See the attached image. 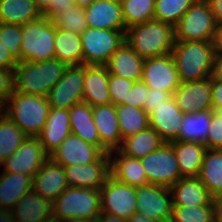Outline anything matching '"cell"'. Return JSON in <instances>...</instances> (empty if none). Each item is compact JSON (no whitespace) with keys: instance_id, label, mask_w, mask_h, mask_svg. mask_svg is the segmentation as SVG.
Here are the masks:
<instances>
[{"instance_id":"obj_44","label":"cell","mask_w":222,"mask_h":222,"mask_svg":"<svg viewBox=\"0 0 222 222\" xmlns=\"http://www.w3.org/2000/svg\"><path fill=\"white\" fill-rule=\"evenodd\" d=\"M69 114L70 126L95 125L92 106L87 103L81 102L73 105L69 109Z\"/></svg>"},{"instance_id":"obj_12","label":"cell","mask_w":222,"mask_h":222,"mask_svg":"<svg viewBox=\"0 0 222 222\" xmlns=\"http://www.w3.org/2000/svg\"><path fill=\"white\" fill-rule=\"evenodd\" d=\"M136 198L137 212L163 222H170L173 207L170 187L148 183L136 187Z\"/></svg>"},{"instance_id":"obj_29","label":"cell","mask_w":222,"mask_h":222,"mask_svg":"<svg viewBox=\"0 0 222 222\" xmlns=\"http://www.w3.org/2000/svg\"><path fill=\"white\" fill-rule=\"evenodd\" d=\"M182 177H198L206 145L191 141H170Z\"/></svg>"},{"instance_id":"obj_34","label":"cell","mask_w":222,"mask_h":222,"mask_svg":"<svg viewBox=\"0 0 222 222\" xmlns=\"http://www.w3.org/2000/svg\"><path fill=\"white\" fill-rule=\"evenodd\" d=\"M42 16L32 0L0 2V23L24 25Z\"/></svg>"},{"instance_id":"obj_13","label":"cell","mask_w":222,"mask_h":222,"mask_svg":"<svg viewBox=\"0 0 222 222\" xmlns=\"http://www.w3.org/2000/svg\"><path fill=\"white\" fill-rule=\"evenodd\" d=\"M141 80L149 89H159L172 95L181 84L171 54L145 58Z\"/></svg>"},{"instance_id":"obj_19","label":"cell","mask_w":222,"mask_h":222,"mask_svg":"<svg viewBox=\"0 0 222 222\" xmlns=\"http://www.w3.org/2000/svg\"><path fill=\"white\" fill-rule=\"evenodd\" d=\"M68 187L64 168L50 157L33 176L32 189L51 203Z\"/></svg>"},{"instance_id":"obj_22","label":"cell","mask_w":222,"mask_h":222,"mask_svg":"<svg viewBox=\"0 0 222 222\" xmlns=\"http://www.w3.org/2000/svg\"><path fill=\"white\" fill-rule=\"evenodd\" d=\"M183 116L184 113L176 105L172 96L149 114L150 127L153 128L165 142L174 141L178 137Z\"/></svg>"},{"instance_id":"obj_33","label":"cell","mask_w":222,"mask_h":222,"mask_svg":"<svg viewBox=\"0 0 222 222\" xmlns=\"http://www.w3.org/2000/svg\"><path fill=\"white\" fill-rule=\"evenodd\" d=\"M54 48V58L64 61L68 66L83 64L80 34L56 28Z\"/></svg>"},{"instance_id":"obj_49","label":"cell","mask_w":222,"mask_h":222,"mask_svg":"<svg viewBox=\"0 0 222 222\" xmlns=\"http://www.w3.org/2000/svg\"><path fill=\"white\" fill-rule=\"evenodd\" d=\"M71 133L100 148V138L95 125L71 126Z\"/></svg>"},{"instance_id":"obj_42","label":"cell","mask_w":222,"mask_h":222,"mask_svg":"<svg viewBox=\"0 0 222 222\" xmlns=\"http://www.w3.org/2000/svg\"><path fill=\"white\" fill-rule=\"evenodd\" d=\"M134 82L130 79L109 74L108 87L111 103L117 106L123 102H128L129 91Z\"/></svg>"},{"instance_id":"obj_30","label":"cell","mask_w":222,"mask_h":222,"mask_svg":"<svg viewBox=\"0 0 222 222\" xmlns=\"http://www.w3.org/2000/svg\"><path fill=\"white\" fill-rule=\"evenodd\" d=\"M164 142L153 128L148 127L143 131L124 138L118 150L126 156L141 159L159 149Z\"/></svg>"},{"instance_id":"obj_25","label":"cell","mask_w":222,"mask_h":222,"mask_svg":"<svg viewBox=\"0 0 222 222\" xmlns=\"http://www.w3.org/2000/svg\"><path fill=\"white\" fill-rule=\"evenodd\" d=\"M105 65H85L83 102L92 107L111 103Z\"/></svg>"},{"instance_id":"obj_7","label":"cell","mask_w":222,"mask_h":222,"mask_svg":"<svg viewBox=\"0 0 222 222\" xmlns=\"http://www.w3.org/2000/svg\"><path fill=\"white\" fill-rule=\"evenodd\" d=\"M217 24L207 0H196L174 25L175 41H214Z\"/></svg>"},{"instance_id":"obj_10","label":"cell","mask_w":222,"mask_h":222,"mask_svg":"<svg viewBox=\"0 0 222 222\" xmlns=\"http://www.w3.org/2000/svg\"><path fill=\"white\" fill-rule=\"evenodd\" d=\"M85 65L68 66L63 77L51 88L47 100L56 109H70L83 102Z\"/></svg>"},{"instance_id":"obj_57","label":"cell","mask_w":222,"mask_h":222,"mask_svg":"<svg viewBox=\"0 0 222 222\" xmlns=\"http://www.w3.org/2000/svg\"><path fill=\"white\" fill-rule=\"evenodd\" d=\"M216 205V217H222V197L214 199Z\"/></svg>"},{"instance_id":"obj_60","label":"cell","mask_w":222,"mask_h":222,"mask_svg":"<svg viewBox=\"0 0 222 222\" xmlns=\"http://www.w3.org/2000/svg\"><path fill=\"white\" fill-rule=\"evenodd\" d=\"M41 222H63V221H60L57 217L52 215L51 217L42 220Z\"/></svg>"},{"instance_id":"obj_31","label":"cell","mask_w":222,"mask_h":222,"mask_svg":"<svg viewBox=\"0 0 222 222\" xmlns=\"http://www.w3.org/2000/svg\"><path fill=\"white\" fill-rule=\"evenodd\" d=\"M198 178L214 199L222 197V149H206Z\"/></svg>"},{"instance_id":"obj_55","label":"cell","mask_w":222,"mask_h":222,"mask_svg":"<svg viewBox=\"0 0 222 222\" xmlns=\"http://www.w3.org/2000/svg\"><path fill=\"white\" fill-rule=\"evenodd\" d=\"M213 42L215 51H222V24H217L216 34Z\"/></svg>"},{"instance_id":"obj_3","label":"cell","mask_w":222,"mask_h":222,"mask_svg":"<svg viewBox=\"0 0 222 222\" xmlns=\"http://www.w3.org/2000/svg\"><path fill=\"white\" fill-rule=\"evenodd\" d=\"M125 42L144 59L171 54L174 26L155 19L137 24L126 29Z\"/></svg>"},{"instance_id":"obj_59","label":"cell","mask_w":222,"mask_h":222,"mask_svg":"<svg viewBox=\"0 0 222 222\" xmlns=\"http://www.w3.org/2000/svg\"><path fill=\"white\" fill-rule=\"evenodd\" d=\"M96 220H92V219H88V218H75V219H71L68 221H63V222H95Z\"/></svg>"},{"instance_id":"obj_38","label":"cell","mask_w":222,"mask_h":222,"mask_svg":"<svg viewBox=\"0 0 222 222\" xmlns=\"http://www.w3.org/2000/svg\"><path fill=\"white\" fill-rule=\"evenodd\" d=\"M56 28L71 31L77 34L88 28L84 8L74 5L70 9L55 12L49 18Z\"/></svg>"},{"instance_id":"obj_52","label":"cell","mask_w":222,"mask_h":222,"mask_svg":"<svg viewBox=\"0 0 222 222\" xmlns=\"http://www.w3.org/2000/svg\"><path fill=\"white\" fill-rule=\"evenodd\" d=\"M214 15L216 24H222V0H207Z\"/></svg>"},{"instance_id":"obj_16","label":"cell","mask_w":222,"mask_h":222,"mask_svg":"<svg viewBox=\"0 0 222 222\" xmlns=\"http://www.w3.org/2000/svg\"><path fill=\"white\" fill-rule=\"evenodd\" d=\"M172 96L183 113L212 110V76L201 81L181 83Z\"/></svg>"},{"instance_id":"obj_48","label":"cell","mask_w":222,"mask_h":222,"mask_svg":"<svg viewBox=\"0 0 222 222\" xmlns=\"http://www.w3.org/2000/svg\"><path fill=\"white\" fill-rule=\"evenodd\" d=\"M172 97V94L159 89H149L143 109L150 114L156 107L160 106Z\"/></svg>"},{"instance_id":"obj_63","label":"cell","mask_w":222,"mask_h":222,"mask_svg":"<svg viewBox=\"0 0 222 222\" xmlns=\"http://www.w3.org/2000/svg\"><path fill=\"white\" fill-rule=\"evenodd\" d=\"M3 113V106L0 104V115Z\"/></svg>"},{"instance_id":"obj_6","label":"cell","mask_w":222,"mask_h":222,"mask_svg":"<svg viewBox=\"0 0 222 222\" xmlns=\"http://www.w3.org/2000/svg\"><path fill=\"white\" fill-rule=\"evenodd\" d=\"M53 216L60 221L75 218L96 220L101 214L99 189L68 187L52 203Z\"/></svg>"},{"instance_id":"obj_20","label":"cell","mask_w":222,"mask_h":222,"mask_svg":"<svg viewBox=\"0 0 222 222\" xmlns=\"http://www.w3.org/2000/svg\"><path fill=\"white\" fill-rule=\"evenodd\" d=\"M95 126L100 138V149L104 153L118 150L122 145L116 106L112 103L92 107Z\"/></svg>"},{"instance_id":"obj_9","label":"cell","mask_w":222,"mask_h":222,"mask_svg":"<svg viewBox=\"0 0 222 222\" xmlns=\"http://www.w3.org/2000/svg\"><path fill=\"white\" fill-rule=\"evenodd\" d=\"M140 160L148 183L171 187L182 178L177 158L170 142H164L159 149Z\"/></svg>"},{"instance_id":"obj_36","label":"cell","mask_w":222,"mask_h":222,"mask_svg":"<svg viewBox=\"0 0 222 222\" xmlns=\"http://www.w3.org/2000/svg\"><path fill=\"white\" fill-rule=\"evenodd\" d=\"M27 136L5 114L0 115V164L17 151Z\"/></svg>"},{"instance_id":"obj_62","label":"cell","mask_w":222,"mask_h":222,"mask_svg":"<svg viewBox=\"0 0 222 222\" xmlns=\"http://www.w3.org/2000/svg\"><path fill=\"white\" fill-rule=\"evenodd\" d=\"M216 222H222V217H216Z\"/></svg>"},{"instance_id":"obj_51","label":"cell","mask_w":222,"mask_h":222,"mask_svg":"<svg viewBox=\"0 0 222 222\" xmlns=\"http://www.w3.org/2000/svg\"><path fill=\"white\" fill-rule=\"evenodd\" d=\"M18 62L12 57L9 50L0 41V69L15 68Z\"/></svg>"},{"instance_id":"obj_43","label":"cell","mask_w":222,"mask_h":222,"mask_svg":"<svg viewBox=\"0 0 222 222\" xmlns=\"http://www.w3.org/2000/svg\"><path fill=\"white\" fill-rule=\"evenodd\" d=\"M205 145L207 149H222V107H212V120Z\"/></svg>"},{"instance_id":"obj_35","label":"cell","mask_w":222,"mask_h":222,"mask_svg":"<svg viewBox=\"0 0 222 222\" xmlns=\"http://www.w3.org/2000/svg\"><path fill=\"white\" fill-rule=\"evenodd\" d=\"M116 113L122 140L150 127L149 114L142 108L121 104Z\"/></svg>"},{"instance_id":"obj_15","label":"cell","mask_w":222,"mask_h":222,"mask_svg":"<svg viewBox=\"0 0 222 222\" xmlns=\"http://www.w3.org/2000/svg\"><path fill=\"white\" fill-rule=\"evenodd\" d=\"M70 187L100 189L110 174V155L104 153L97 161L63 167Z\"/></svg>"},{"instance_id":"obj_58","label":"cell","mask_w":222,"mask_h":222,"mask_svg":"<svg viewBox=\"0 0 222 222\" xmlns=\"http://www.w3.org/2000/svg\"><path fill=\"white\" fill-rule=\"evenodd\" d=\"M73 1H74L75 5L82 7V8H87L95 0H73Z\"/></svg>"},{"instance_id":"obj_47","label":"cell","mask_w":222,"mask_h":222,"mask_svg":"<svg viewBox=\"0 0 222 222\" xmlns=\"http://www.w3.org/2000/svg\"><path fill=\"white\" fill-rule=\"evenodd\" d=\"M147 93V85L142 80L135 81L133 87L129 91L128 102H123L122 104L143 109Z\"/></svg>"},{"instance_id":"obj_2","label":"cell","mask_w":222,"mask_h":222,"mask_svg":"<svg viewBox=\"0 0 222 222\" xmlns=\"http://www.w3.org/2000/svg\"><path fill=\"white\" fill-rule=\"evenodd\" d=\"M68 65L53 58L42 62H18L14 68L15 92L47 97Z\"/></svg>"},{"instance_id":"obj_32","label":"cell","mask_w":222,"mask_h":222,"mask_svg":"<svg viewBox=\"0 0 222 222\" xmlns=\"http://www.w3.org/2000/svg\"><path fill=\"white\" fill-rule=\"evenodd\" d=\"M212 120V110L184 113L179 130L178 141H191L206 144Z\"/></svg>"},{"instance_id":"obj_53","label":"cell","mask_w":222,"mask_h":222,"mask_svg":"<svg viewBox=\"0 0 222 222\" xmlns=\"http://www.w3.org/2000/svg\"><path fill=\"white\" fill-rule=\"evenodd\" d=\"M128 222H163V221L148 217L136 211L128 218Z\"/></svg>"},{"instance_id":"obj_46","label":"cell","mask_w":222,"mask_h":222,"mask_svg":"<svg viewBox=\"0 0 222 222\" xmlns=\"http://www.w3.org/2000/svg\"><path fill=\"white\" fill-rule=\"evenodd\" d=\"M15 91L14 68L0 69V104L5 107Z\"/></svg>"},{"instance_id":"obj_41","label":"cell","mask_w":222,"mask_h":222,"mask_svg":"<svg viewBox=\"0 0 222 222\" xmlns=\"http://www.w3.org/2000/svg\"><path fill=\"white\" fill-rule=\"evenodd\" d=\"M22 35L21 25L0 23V41L17 62H21Z\"/></svg>"},{"instance_id":"obj_1","label":"cell","mask_w":222,"mask_h":222,"mask_svg":"<svg viewBox=\"0 0 222 222\" xmlns=\"http://www.w3.org/2000/svg\"><path fill=\"white\" fill-rule=\"evenodd\" d=\"M213 41H175L171 55L181 83L201 81L215 71Z\"/></svg>"},{"instance_id":"obj_56","label":"cell","mask_w":222,"mask_h":222,"mask_svg":"<svg viewBox=\"0 0 222 222\" xmlns=\"http://www.w3.org/2000/svg\"><path fill=\"white\" fill-rule=\"evenodd\" d=\"M215 52V71L213 75L222 77V51Z\"/></svg>"},{"instance_id":"obj_50","label":"cell","mask_w":222,"mask_h":222,"mask_svg":"<svg viewBox=\"0 0 222 222\" xmlns=\"http://www.w3.org/2000/svg\"><path fill=\"white\" fill-rule=\"evenodd\" d=\"M212 106L222 107V77L212 75Z\"/></svg>"},{"instance_id":"obj_8","label":"cell","mask_w":222,"mask_h":222,"mask_svg":"<svg viewBox=\"0 0 222 222\" xmlns=\"http://www.w3.org/2000/svg\"><path fill=\"white\" fill-rule=\"evenodd\" d=\"M80 36L84 65H105L125 42V32L121 30L86 28Z\"/></svg>"},{"instance_id":"obj_45","label":"cell","mask_w":222,"mask_h":222,"mask_svg":"<svg viewBox=\"0 0 222 222\" xmlns=\"http://www.w3.org/2000/svg\"><path fill=\"white\" fill-rule=\"evenodd\" d=\"M33 4L45 18H50L55 12L73 7V0H32Z\"/></svg>"},{"instance_id":"obj_39","label":"cell","mask_w":222,"mask_h":222,"mask_svg":"<svg viewBox=\"0 0 222 222\" xmlns=\"http://www.w3.org/2000/svg\"><path fill=\"white\" fill-rule=\"evenodd\" d=\"M196 0H156L154 19L173 26Z\"/></svg>"},{"instance_id":"obj_4","label":"cell","mask_w":222,"mask_h":222,"mask_svg":"<svg viewBox=\"0 0 222 222\" xmlns=\"http://www.w3.org/2000/svg\"><path fill=\"white\" fill-rule=\"evenodd\" d=\"M50 108L51 106L47 97L21 94L14 91L9 97L6 106L3 107V113H5L27 137H37L45 126Z\"/></svg>"},{"instance_id":"obj_26","label":"cell","mask_w":222,"mask_h":222,"mask_svg":"<svg viewBox=\"0 0 222 222\" xmlns=\"http://www.w3.org/2000/svg\"><path fill=\"white\" fill-rule=\"evenodd\" d=\"M145 59L124 42L105 64L110 75L139 81L142 77Z\"/></svg>"},{"instance_id":"obj_37","label":"cell","mask_w":222,"mask_h":222,"mask_svg":"<svg viewBox=\"0 0 222 222\" xmlns=\"http://www.w3.org/2000/svg\"><path fill=\"white\" fill-rule=\"evenodd\" d=\"M156 0H120L126 27L154 20Z\"/></svg>"},{"instance_id":"obj_17","label":"cell","mask_w":222,"mask_h":222,"mask_svg":"<svg viewBox=\"0 0 222 222\" xmlns=\"http://www.w3.org/2000/svg\"><path fill=\"white\" fill-rule=\"evenodd\" d=\"M103 154L98 146L85 142L71 133L49 157L62 167H66L95 162Z\"/></svg>"},{"instance_id":"obj_54","label":"cell","mask_w":222,"mask_h":222,"mask_svg":"<svg viewBox=\"0 0 222 222\" xmlns=\"http://www.w3.org/2000/svg\"><path fill=\"white\" fill-rule=\"evenodd\" d=\"M95 222H128V219L101 212Z\"/></svg>"},{"instance_id":"obj_23","label":"cell","mask_w":222,"mask_h":222,"mask_svg":"<svg viewBox=\"0 0 222 222\" xmlns=\"http://www.w3.org/2000/svg\"><path fill=\"white\" fill-rule=\"evenodd\" d=\"M69 109H56L51 107L45 126L37 136L45 153L50 156L71 134Z\"/></svg>"},{"instance_id":"obj_18","label":"cell","mask_w":222,"mask_h":222,"mask_svg":"<svg viewBox=\"0 0 222 222\" xmlns=\"http://www.w3.org/2000/svg\"><path fill=\"white\" fill-rule=\"evenodd\" d=\"M88 28L126 31L119 0H95L84 8Z\"/></svg>"},{"instance_id":"obj_27","label":"cell","mask_w":222,"mask_h":222,"mask_svg":"<svg viewBox=\"0 0 222 222\" xmlns=\"http://www.w3.org/2000/svg\"><path fill=\"white\" fill-rule=\"evenodd\" d=\"M33 178L24 174L3 172L0 175V217L6 216L21 197L32 190Z\"/></svg>"},{"instance_id":"obj_61","label":"cell","mask_w":222,"mask_h":222,"mask_svg":"<svg viewBox=\"0 0 222 222\" xmlns=\"http://www.w3.org/2000/svg\"><path fill=\"white\" fill-rule=\"evenodd\" d=\"M0 222H13L9 220L6 216L0 217Z\"/></svg>"},{"instance_id":"obj_21","label":"cell","mask_w":222,"mask_h":222,"mask_svg":"<svg viewBox=\"0 0 222 222\" xmlns=\"http://www.w3.org/2000/svg\"><path fill=\"white\" fill-rule=\"evenodd\" d=\"M173 207L215 205L206 186L198 177H182L170 187Z\"/></svg>"},{"instance_id":"obj_14","label":"cell","mask_w":222,"mask_h":222,"mask_svg":"<svg viewBox=\"0 0 222 222\" xmlns=\"http://www.w3.org/2000/svg\"><path fill=\"white\" fill-rule=\"evenodd\" d=\"M49 158L37 137H27L15 153L4 160V172L33 176Z\"/></svg>"},{"instance_id":"obj_40","label":"cell","mask_w":222,"mask_h":222,"mask_svg":"<svg viewBox=\"0 0 222 222\" xmlns=\"http://www.w3.org/2000/svg\"><path fill=\"white\" fill-rule=\"evenodd\" d=\"M170 222H216V205L172 207Z\"/></svg>"},{"instance_id":"obj_5","label":"cell","mask_w":222,"mask_h":222,"mask_svg":"<svg viewBox=\"0 0 222 222\" xmlns=\"http://www.w3.org/2000/svg\"><path fill=\"white\" fill-rule=\"evenodd\" d=\"M21 29V62H42L54 58L56 27L49 18L42 15L21 25Z\"/></svg>"},{"instance_id":"obj_24","label":"cell","mask_w":222,"mask_h":222,"mask_svg":"<svg viewBox=\"0 0 222 222\" xmlns=\"http://www.w3.org/2000/svg\"><path fill=\"white\" fill-rule=\"evenodd\" d=\"M52 215V203L32 189L19 199L6 217L13 222H41Z\"/></svg>"},{"instance_id":"obj_28","label":"cell","mask_w":222,"mask_h":222,"mask_svg":"<svg viewBox=\"0 0 222 222\" xmlns=\"http://www.w3.org/2000/svg\"><path fill=\"white\" fill-rule=\"evenodd\" d=\"M117 156H113V153ZM110 174L117 181L132 187L148 184L146 173L140 159L122 154L119 150L109 152ZM119 156V158H118Z\"/></svg>"},{"instance_id":"obj_11","label":"cell","mask_w":222,"mask_h":222,"mask_svg":"<svg viewBox=\"0 0 222 222\" xmlns=\"http://www.w3.org/2000/svg\"><path fill=\"white\" fill-rule=\"evenodd\" d=\"M99 191L101 212L124 219L136 212V187L121 183L110 175Z\"/></svg>"}]
</instances>
